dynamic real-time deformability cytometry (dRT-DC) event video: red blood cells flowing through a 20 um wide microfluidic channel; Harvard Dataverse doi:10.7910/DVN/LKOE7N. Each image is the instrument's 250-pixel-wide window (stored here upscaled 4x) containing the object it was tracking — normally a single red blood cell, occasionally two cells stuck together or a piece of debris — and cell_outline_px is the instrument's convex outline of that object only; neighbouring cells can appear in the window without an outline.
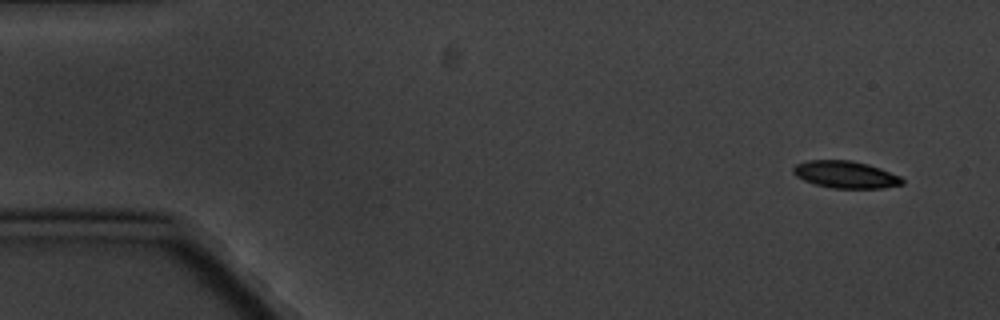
{"species": "common noctule bat (a hibernating species)", "species_latin": "Nyctalus noctula", "temperature_condition": "cold", "stored_images_in_passage": 6, "camera_frame_rate_fps": 3000, "um_per_image_px": 0.085, "animal": {"sex": "male", "body_mass_g": 20.1, "forearm_length_mm": 53.5}, "frame": {"image": 1, "passage_image": 1, "time_ms": 0.0, "image_size_px": [1000, 320], "cell_outline_px": [[904, 184], [884, 188], [832, 188], [816, 184], [804, 180], [796, 176], [792, 172], [792, 168], [796, 164], [808, 160], [852, 160], [868, 164], [880, 168], [900, 176], [904, 180]], "centroid_in_image_um": [71.88, 14.83], "position_along_channel_um": 13.1, "area_um2": 17.28}}